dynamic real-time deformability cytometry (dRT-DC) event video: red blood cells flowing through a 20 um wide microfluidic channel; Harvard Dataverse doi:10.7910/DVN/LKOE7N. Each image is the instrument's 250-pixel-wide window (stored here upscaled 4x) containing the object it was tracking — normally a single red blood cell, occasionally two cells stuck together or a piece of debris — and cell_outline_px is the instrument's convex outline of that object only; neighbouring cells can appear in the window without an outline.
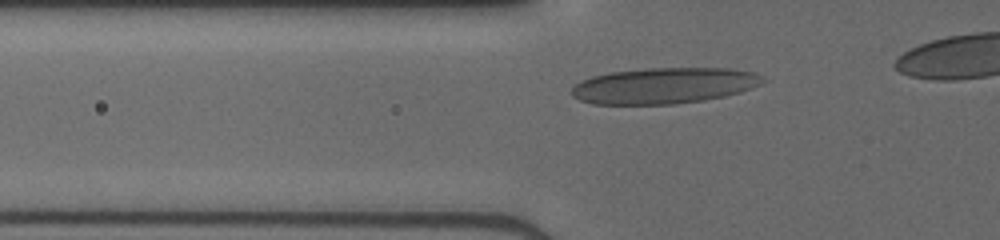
{"species": "human", "species_latin": "Homo sapiens", "temperature_condition": "cold", "stored_images_in_passage": 32, "segment_of_instrument_passage": [1, 2], "camera_frame_rate_fps": 3000, "um_per_image_px": 0.085, "donor": {"sex": "male"}, "frame": {"image": 1, "passage_image": 5, "time_ms": 1.333, "image_size_px": [1000, 240], "cell_outline_px": [[768, 80], [760, 84], [740, 92], [724, 96], [704, 100], [672, 104], [592, 104], [580, 100], [572, 96], [572, 88], [580, 80], [592, 76], [608, 72], [644, 68], [732, 68], [752, 72], [764, 76]], "centroid_in_image_um": [56.44, 7.27], "position_along_channel_um": 69.4, "area_um2": 40.29}}
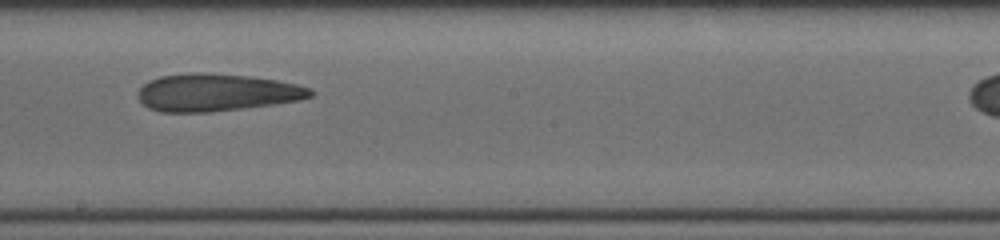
{"frame": {"image": 2, "passage_image": 17, "time_ms": 5.333, "image_size_px": [1000, 240], "cell_outline_px": [[312, 96], [300, 100], [244, 108], [212, 112], [160, 112], [148, 108], [136, 96], [136, 92], [148, 80], [160, 76], [188, 72], [208, 72], [248, 76], [276, 80], [296, 84], [312, 88]], "centroid_in_image_um": [18.36, 7.85], "position_along_channel_um": 229.8, "area_um2": 37.92}}
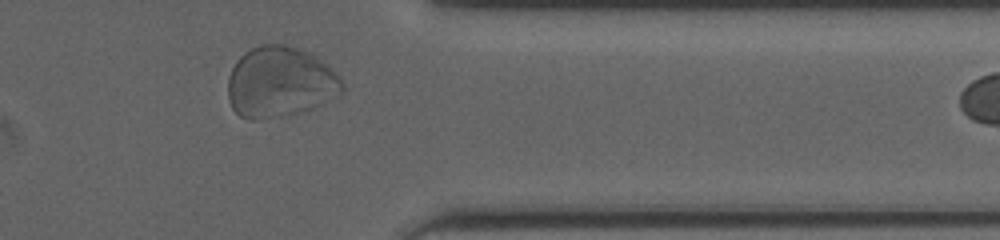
{"frame": {"image": 3, "passage_image": 29, "time_ms": 9.333, "image_size_px": [1000, 240], "cell_outline_px": [[348, 88], [344, 92], [300, 112], [280, 116], [252, 120], [240, 116], [232, 108], [228, 100], [228, 76], [236, 60], [244, 52], [260, 44], [284, 44], [308, 52], [316, 56], [328, 64], [340, 76]], "centroid_in_image_um": [23.81, 6.96], "position_along_channel_um": 387.6, "area_um2": 47.28}}